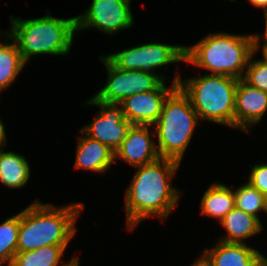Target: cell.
Listing matches in <instances>:
<instances>
[{"instance_id":"25","label":"cell","mask_w":267,"mask_h":266,"mask_svg":"<svg viewBox=\"0 0 267 266\" xmlns=\"http://www.w3.org/2000/svg\"><path fill=\"white\" fill-rule=\"evenodd\" d=\"M265 16V29H264V33H263V37L261 39L259 34H254V53H256V51H259V49L261 48V41L262 43H267V14L264 15Z\"/></svg>"},{"instance_id":"17","label":"cell","mask_w":267,"mask_h":266,"mask_svg":"<svg viewBox=\"0 0 267 266\" xmlns=\"http://www.w3.org/2000/svg\"><path fill=\"white\" fill-rule=\"evenodd\" d=\"M202 216H210L220 222L234 207L233 190L219 182L209 185L201 198Z\"/></svg>"},{"instance_id":"12","label":"cell","mask_w":267,"mask_h":266,"mask_svg":"<svg viewBox=\"0 0 267 266\" xmlns=\"http://www.w3.org/2000/svg\"><path fill=\"white\" fill-rule=\"evenodd\" d=\"M152 125H132L120 147L115 151L116 158H121L133 167L152 163L160 158L157 150L155 130L150 133Z\"/></svg>"},{"instance_id":"22","label":"cell","mask_w":267,"mask_h":266,"mask_svg":"<svg viewBox=\"0 0 267 266\" xmlns=\"http://www.w3.org/2000/svg\"><path fill=\"white\" fill-rule=\"evenodd\" d=\"M235 207L245 213L259 218V212H267V198L255 189L250 183L246 182L237 189H234Z\"/></svg>"},{"instance_id":"18","label":"cell","mask_w":267,"mask_h":266,"mask_svg":"<svg viewBox=\"0 0 267 266\" xmlns=\"http://www.w3.org/2000/svg\"><path fill=\"white\" fill-rule=\"evenodd\" d=\"M30 166L27 159L19 153L4 152L0 148V183L10 188L24 187L30 178Z\"/></svg>"},{"instance_id":"19","label":"cell","mask_w":267,"mask_h":266,"mask_svg":"<svg viewBox=\"0 0 267 266\" xmlns=\"http://www.w3.org/2000/svg\"><path fill=\"white\" fill-rule=\"evenodd\" d=\"M3 34L6 41L0 42V91L11 86L26 64L15 41L7 32Z\"/></svg>"},{"instance_id":"6","label":"cell","mask_w":267,"mask_h":266,"mask_svg":"<svg viewBox=\"0 0 267 266\" xmlns=\"http://www.w3.org/2000/svg\"><path fill=\"white\" fill-rule=\"evenodd\" d=\"M199 121L189 97L177 86L164 101L160 117L152 127L160 157L181 163Z\"/></svg>"},{"instance_id":"26","label":"cell","mask_w":267,"mask_h":266,"mask_svg":"<svg viewBox=\"0 0 267 266\" xmlns=\"http://www.w3.org/2000/svg\"><path fill=\"white\" fill-rule=\"evenodd\" d=\"M253 6L262 8L264 15L267 14V0H248Z\"/></svg>"},{"instance_id":"11","label":"cell","mask_w":267,"mask_h":266,"mask_svg":"<svg viewBox=\"0 0 267 266\" xmlns=\"http://www.w3.org/2000/svg\"><path fill=\"white\" fill-rule=\"evenodd\" d=\"M173 84L169 88L163 81L155 90L126 97L121 103L124 117L133 125H154L162 112L164 101L178 86L182 78L176 71Z\"/></svg>"},{"instance_id":"7","label":"cell","mask_w":267,"mask_h":266,"mask_svg":"<svg viewBox=\"0 0 267 266\" xmlns=\"http://www.w3.org/2000/svg\"><path fill=\"white\" fill-rule=\"evenodd\" d=\"M105 57L118 69L156 74V68L185 62V46L150 42Z\"/></svg>"},{"instance_id":"20","label":"cell","mask_w":267,"mask_h":266,"mask_svg":"<svg viewBox=\"0 0 267 266\" xmlns=\"http://www.w3.org/2000/svg\"><path fill=\"white\" fill-rule=\"evenodd\" d=\"M66 248L67 245H47L36 250L16 252L10 266H67L76 257L60 264Z\"/></svg>"},{"instance_id":"13","label":"cell","mask_w":267,"mask_h":266,"mask_svg":"<svg viewBox=\"0 0 267 266\" xmlns=\"http://www.w3.org/2000/svg\"><path fill=\"white\" fill-rule=\"evenodd\" d=\"M267 112V92L239 79L235 93L234 128L250 133ZM254 124V125H253Z\"/></svg>"},{"instance_id":"28","label":"cell","mask_w":267,"mask_h":266,"mask_svg":"<svg viewBox=\"0 0 267 266\" xmlns=\"http://www.w3.org/2000/svg\"><path fill=\"white\" fill-rule=\"evenodd\" d=\"M191 266H209L205 260L200 256Z\"/></svg>"},{"instance_id":"8","label":"cell","mask_w":267,"mask_h":266,"mask_svg":"<svg viewBox=\"0 0 267 266\" xmlns=\"http://www.w3.org/2000/svg\"><path fill=\"white\" fill-rule=\"evenodd\" d=\"M107 69L106 85L94 97L104 103L120 104L126 97L155 90L165 76L151 74L140 70H121L114 66L105 56H100Z\"/></svg>"},{"instance_id":"4","label":"cell","mask_w":267,"mask_h":266,"mask_svg":"<svg viewBox=\"0 0 267 266\" xmlns=\"http://www.w3.org/2000/svg\"><path fill=\"white\" fill-rule=\"evenodd\" d=\"M9 30L26 63L35 55H68L74 41L76 17L55 18L47 11L45 16L21 19L10 16Z\"/></svg>"},{"instance_id":"15","label":"cell","mask_w":267,"mask_h":266,"mask_svg":"<svg viewBox=\"0 0 267 266\" xmlns=\"http://www.w3.org/2000/svg\"><path fill=\"white\" fill-rule=\"evenodd\" d=\"M76 169H86L95 173L107 172L115 162V152L108 146L89 136H79L77 143Z\"/></svg>"},{"instance_id":"21","label":"cell","mask_w":267,"mask_h":266,"mask_svg":"<svg viewBox=\"0 0 267 266\" xmlns=\"http://www.w3.org/2000/svg\"><path fill=\"white\" fill-rule=\"evenodd\" d=\"M20 212L0 224V266H10L17 252Z\"/></svg>"},{"instance_id":"24","label":"cell","mask_w":267,"mask_h":266,"mask_svg":"<svg viewBox=\"0 0 267 266\" xmlns=\"http://www.w3.org/2000/svg\"><path fill=\"white\" fill-rule=\"evenodd\" d=\"M250 167L247 182L267 198V163L250 165Z\"/></svg>"},{"instance_id":"9","label":"cell","mask_w":267,"mask_h":266,"mask_svg":"<svg viewBox=\"0 0 267 266\" xmlns=\"http://www.w3.org/2000/svg\"><path fill=\"white\" fill-rule=\"evenodd\" d=\"M131 0H92L89 8L76 17V31L95 28L114 35L133 26Z\"/></svg>"},{"instance_id":"29","label":"cell","mask_w":267,"mask_h":266,"mask_svg":"<svg viewBox=\"0 0 267 266\" xmlns=\"http://www.w3.org/2000/svg\"><path fill=\"white\" fill-rule=\"evenodd\" d=\"M262 52H263V57L264 58H262L260 60H262L264 63L267 64V43H263V45H262Z\"/></svg>"},{"instance_id":"1","label":"cell","mask_w":267,"mask_h":266,"mask_svg":"<svg viewBox=\"0 0 267 266\" xmlns=\"http://www.w3.org/2000/svg\"><path fill=\"white\" fill-rule=\"evenodd\" d=\"M179 166L178 161L160 157L152 163L135 167L137 171L125 191L128 231L151 216L164 221L176 208L182 191L172 187L170 181Z\"/></svg>"},{"instance_id":"3","label":"cell","mask_w":267,"mask_h":266,"mask_svg":"<svg viewBox=\"0 0 267 266\" xmlns=\"http://www.w3.org/2000/svg\"><path fill=\"white\" fill-rule=\"evenodd\" d=\"M254 53V34L210 33L196 44L185 46V62L210 74L243 79Z\"/></svg>"},{"instance_id":"10","label":"cell","mask_w":267,"mask_h":266,"mask_svg":"<svg viewBox=\"0 0 267 266\" xmlns=\"http://www.w3.org/2000/svg\"><path fill=\"white\" fill-rule=\"evenodd\" d=\"M85 104L99 106L101 110L90 124L79 129L80 132L98 140L115 152L133 124L124 117L120 104L104 103L94 96L86 100Z\"/></svg>"},{"instance_id":"27","label":"cell","mask_w":267,"mask_h":266,"mask_svg":"<svg viewBox=\"0 0 267 266\" xmlns=\"http://www.w3.org/2000/svg\"><path fill=\"white\" fill-rule=\"evenodd\" d=\"M4 128H5L4 124L2 120L0 119V148L5 147V145L7 144V137H6V132Z\"/></svg>"},{"instance_id":"30","label":"cell","mask_w":267,"mask_h":266,"mask_svg":"<svg viewBox=\"0 0 267 266\" xmlns=\"http://www.w3.org/2000/svg\"><path fill=\"white\" fill-rule=\"evenodd\" d=\"M79 257L76 256L67 266H79Z\"/></svg>"},{"instance_id":"5","label":"cell","mask_w":267,"mask_h":266,"mask_svg":"<svg viewBox=\"0 0 267 266\" xmlns=\"http://www.w3.org/2000/svg\"><path fill=\"white\" fill-rule=\"evenodd\" d=\"M239 79L216 74L186 78L178 86L189 97L201 121L234 128L235 93Z\"/></svg>"},{"instance_id":"31","label":"cell","mask_w":267,"mask_h":266,"mask_svg":"<svg viewBox=\"0 0 267 266\" xmlns=\"http://www.w3.org/2000/svg\"><path fill=\"white\" fill-rule=\"evenodd\" d=\"M262 266H267V257L262 254Z\"/></svg>"},{"instance_id":"23","label":"cell","mask_w":267,"mask_h":266,"mask_svg":"<svg viewBox=\"0 0 267 266\" xmlns=\"http://www.w3.org/2000/svg\"><path fill=\"white\" fill-rule=\"evenodd\" d=\"M254 54L250 57L245 70L243 80L249 85L267 92V64L262 60H253Z\"/></svg>"},{"instance_id":"2","label":"cell","mask_w":267,"mask_h":266,"mask_svg":"<svg viewBox=\"0 0 267 266\" xmlns=\"http://www.w3.org/2000/svg\"><path fill=\"white\" fill-rule=\"evenodd\" d=\"M81 202L55 207L36 200L20 212L17 252L47 245H68L76 234L75 222L84 209Z\"/></svg>"},{"instance_id":"16","label":"cell","mask_w":267,"mask_h":266,"mask_svg":"<svg viewBox=\"0 0 267 266\" xmlns=\"http://www.w3.org/2000/svg\"><path fill=\"white\" fill-rule=\"evenodd\" d=\"M220 225L227 231L219 241L226 243H245V239L259 234L263 224L258 218L234 207L221 221Z\"/></svg>"},{"instance_id":"14","label":"cell","mask_w":267,"mask_h":266,"mask_svg":"<svg viewBox=\"0 0 267 266\" xmlns=\"http://www.w3.org/2000/svg\"><path fill=\"white\" fill-rule=\"evenodd\" d=\"M202 254L209 266H262V253L247 243L218 240L215 247L205 249Z\"/></svg>"}]
</instances>
